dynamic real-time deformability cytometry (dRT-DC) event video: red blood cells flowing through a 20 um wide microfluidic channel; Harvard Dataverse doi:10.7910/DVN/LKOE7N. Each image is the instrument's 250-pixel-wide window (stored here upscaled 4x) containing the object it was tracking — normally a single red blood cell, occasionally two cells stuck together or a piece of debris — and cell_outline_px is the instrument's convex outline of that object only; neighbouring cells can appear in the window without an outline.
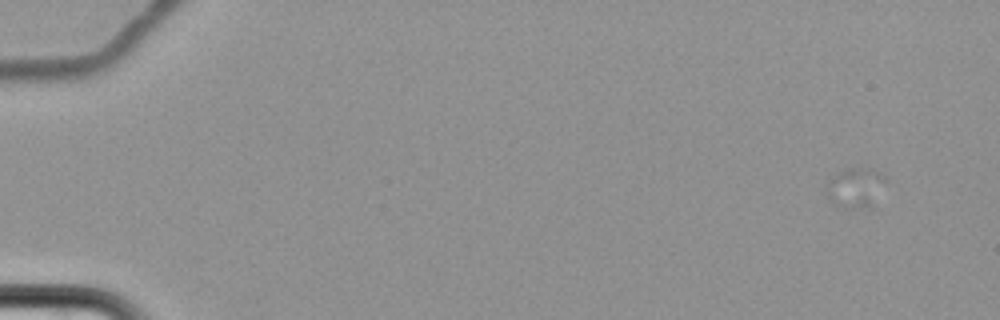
{"species": "common noctule bat (a hibernating species)", "species_latin": "Nyctalus noctula", "temperature_condition": "cold", "stored_images_in_passage": 9, "camera_frame_rate_fps": 3000, "um_per_image_px": 0.085, "animal": {"sex": "female", "body_mass_g": 22.7, "forearm_length_mm": 54.2}, "frame": {"image": 1, "passage_image": 1, "time_ms": 0.0, "image_size_px": [1000, 320], "cell_outline_px": [[888, 180], [872, 208], [844, 208], [832, 204], [828, 200], [824, 192], [828, 180], [836, 172], [848, 168], [868, 168], [880, 172], [888, 176]], "centroid_in_image_um": [72.71, 15.96], "position_along_channel_um": 12.3, "area_um2": 14.51}}
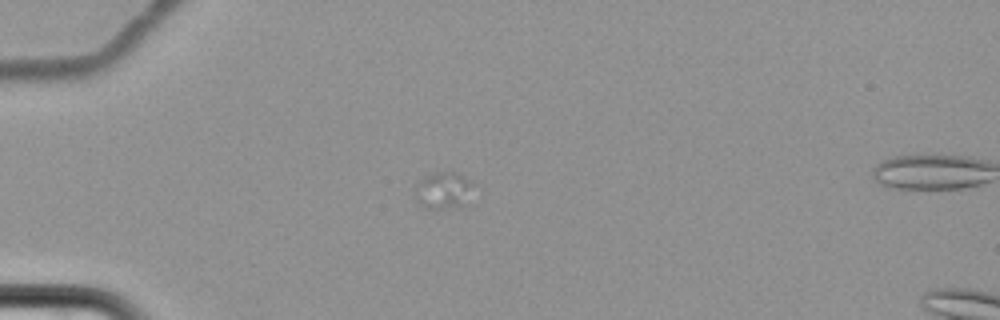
{"frame": {"image": 2, "passage_image": 6, "time_ms": 6.0, "image_size_px": [1000, 320], "cell_outline_px": [[472, 184], [468, 204], [460, 208], [424, 208], [416, 204], [412, 192], [416, 184], [420, 180], [436, 172], [452, 172], [468, 180]], "centroid_in_image_um": [37.61, 16.25], "position_along_channel_um": 47.4, "area_um2": 12.72}}